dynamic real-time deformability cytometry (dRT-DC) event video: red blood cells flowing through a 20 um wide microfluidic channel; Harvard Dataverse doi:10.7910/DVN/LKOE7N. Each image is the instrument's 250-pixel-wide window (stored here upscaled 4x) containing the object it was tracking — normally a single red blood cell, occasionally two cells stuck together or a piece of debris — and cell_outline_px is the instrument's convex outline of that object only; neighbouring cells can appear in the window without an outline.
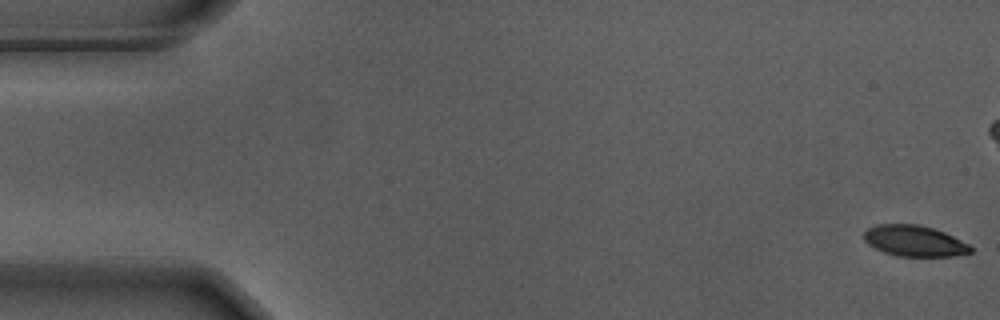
{"species": "Egyptian fruit bat (a non-hibernating species)", "species_latin": "Rousettus aegyptiacus", "temperature_condition": "warm", "stored_images_in_passage": 8, "camera_frame_rate_fps": 3000, "um_per_image_px": 0.085, "animal": {"sex": "male"}, "frame": {"image": 1, "passage_image": 1, "time_ms": 0.0, "image_size_px": [1000, 320], "cell_outline_px": [[972, 252], [952, 256], [896, 256], [884, 252], [868, 244], [864, 240], [864, 232], [868, 228], [876, 224], [920, 224], [944, 232], [968, 244], [972, 248]], "centroid_in_image_um": [77.7, 20.47], "position_along_channel_um": 7.3, "area_um2": 19.13}}